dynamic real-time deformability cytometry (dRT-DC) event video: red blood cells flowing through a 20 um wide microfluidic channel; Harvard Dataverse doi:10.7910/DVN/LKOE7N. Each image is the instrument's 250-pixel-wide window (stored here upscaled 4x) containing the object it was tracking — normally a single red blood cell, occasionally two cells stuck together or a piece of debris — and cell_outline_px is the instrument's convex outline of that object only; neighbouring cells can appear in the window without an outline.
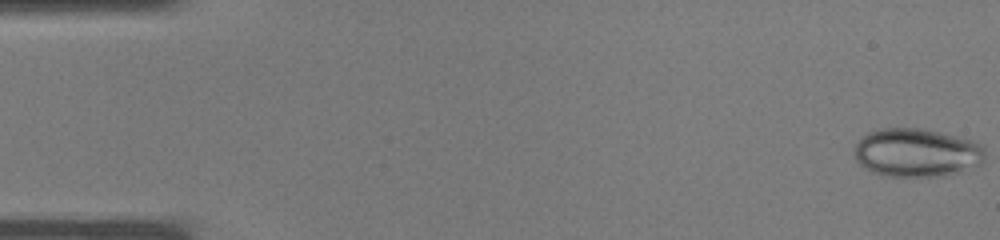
{"species": "common noctule bat (a hibernating species)", "species_latin": "Nyctalus noctula", "temperature_condition": "warm", "stored_images_in_passage": 14, "camera_frame_rate_fps": 3000, "um_per_image_px": 0.085, "animal": {"sex": "male", "body_mass_g": 19.0, "forearm_length_mm": 50.8}, "frame": {"image": 1, "passage_image": 1, "time_ms": 0.0, "image_size_px": [1000, 240], "cell_outline_px": [[984, 160], [980, 164], [944, 176], [888, 176], [872, 172], [864, 168], [856, 160], [852, 152], [860, 136], [868, 132], [880, 128], [920, 128], [940, 132], [972, 140], [980, 144], [984, 148]], "centroid_in_image_um": [77.86, 12.96], "position_along_channel_um": 7.1, "area_um2": 37.05}}